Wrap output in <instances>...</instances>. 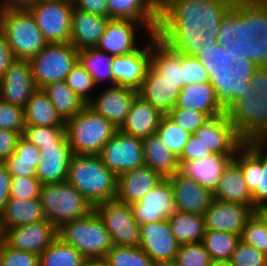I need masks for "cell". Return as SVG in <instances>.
Returning <instances> with one entry per match:
<instances>
[{
	"label": "cell",
	"instance_id": "cell-1",
	"mask_svg": "<svg viewBox=\"0 0 267 266\" xmlns=\"http://www.w3.org/2000/svg\"><path fill=\"white\" fill-rule=\"evenodd\" d=\"M234 0H159L157 36L171 49L196 57L214 46Z\"/></svg>",
	"mask_w": 267,
	"mask_h": 266
},
{
	"label": "cell",
	"instance_id": "cell-2",
	"mask_svg": "<svg viewBox=\"0 0 267 266\" xmlns=\"http://www.w3.org/2000/svg\"><path fill=\"white\" fill-rule=\"evenodd\" d=\"M250 82V91L225 110L244 144L267 141V66H257Z\"/></svg>",
	"mask_w": 267,
	"mask_h": 266
},
{
	"label": "cell",
	"instance_id": "cell-3",
	"mask_svg": "<svg viewBox=\"0 0 267 266\" xmlns=\"http://www.w3.org/2000/svg\"><path fill=\"white\" fill-rule=\"evenodd\" d=\"M66 181L93 207L101 202L115 200L117 196L118 176L104 165L99 155L73 154Z\"/></svg>",
	"mask_w": 267,
	"mask_h": 266
},
{
	"label": "cell",
	"instance_id": "cell-4",
	"mask_svg": "<svg viewBox=\"0 0 267 266\" xmlns=\"http://www.w3.org/2000/svg\"><path fill=\"white\" fill-rule=\"evenodd\" d=\"M117 130L88 105L65 122V134L72 154L99 155Z\"/></svg>",
	"mask_w": 267,
	"mask_h": 266
},
{
	"label": "cell",
	"instance_id": "cell-5",
	"mask_svg": "<svg viewBox=\"0 0 267 266\" xmlns=\"http://www.w3.org/2000/svg\"><path fill=\"white\" fill-rule=\"evenodd\" d=\"M58 237L86 259H104L113 247L109 231L94 210L82 218L63 224L58 229Z\"/></svg>",
	"mask_w": 267,
	"mask_h": 266
},
{
	"label": "cell",
	"instance_id": "cell-6",
	"mask_svg": "<svg viewBox=\"0 0 267 266\" xmlns=\"http://www.w3.org/2000/svg\"><path fill=\"white\" fill-rule=\"evenodd\" d=\"M39 200L45 219L57 229L94 210L86 198L67 181L42 185Z\"/></svg>",
	"mask_w": 267,
	"mask_h": 266
},
{
	"label": "cell",
	"instance_id": "cell-7",
	"mask_svg": "<svg viewBox=\"0 0 267 266\" xmlns=\"http://www.w3.org/2000/svg\"><path fill=\"white\" fill-rule=\"evenodd\" d=\"M0 30L18 59L31 60L47 45L30 10L4 8Z\"/></svg>",
	"mask_w": 267,
	"mask_h": 266
},
{
	"label": "cell",
	"instance_id": "cell-8",
	"mask_svg": "<svg viewBox=\"0 0 267 266\" xmlns=\"http://www.w3.org/2000/svg\"><path fill=\"white\" fill-rule=\"evenodd\" d=\"M32 73L37 88L65 80L78 62V50L69 43H47L31 60Z\"/></svg>",
	"mask_w": 267,
	"mask_h": 266
},
{
	"label": "cell",
	"instance_id": "cell-9",
	"mask_svg": "<svg viewBox=\"0 0 267 266\" xmlns=\"http://www.w3.org/2000/svg\"><path fill=\"white\" fill-rule=\"evenodd\" d=\"M254 38L249 21V0H234L221 21L217 43L228 49L234 58L244 56L251 61Z\"/></svg>",
	"mask_w": 267,
	"mask_h": 266
},
{
	"label": "cell",
	"instance_id": "cell-10",
	"mask_svg": "<svg viewBox=\"0 0 267 266\" xmlns=\"http://www.w3.org/2000/svg\"><path fill=\"white\" fill-rule=\"evenodd\" d=\"M233 159L240 166L254 206L267 204V145L264 142L245 143Z\"/></svg>",
	"mask_w": 267,
	"mask_h": 266
},
{
	"label": "cell",
	"instance_id": "cell-11",
	"mask_svg": "<svg viewBox=\"0 0 267 266\" xmlns=\"http://www.w3.org/2000/svg\"><path fill=\"white\" fill-rule=\"evenodd\" d=\"M29 10L47 43L70 42L72 0H41Z\"/></svg>",
	"mask_w": 267,
	"mask_h": 266
},
{
	"label": "cell",
	"instance_id": "cell-12",
	"mask_svg": "<svg viewBox=\"0 0 267 266\" xmlns=\"http://www.w3.org/2000/svg\"><path fill=\"white\" fill-rule=\"evenodd\" d=\"M94 211L109 231L113 245L139 246L140 225L130 205L115 199L95 205Z\"/></svg>",
	"mask_w": 267,
	"mask_h": 266
},
{
	"label": "cell",
	"instance_id": "cell-13",
	"mask_svg": "<svg viewBox=\"0 0 267 266\" xmlns=\"http://www.w3.org/2000/svg\"><path fill=\"white\" fill-rule=\"evenodd\" d=\"M99 156L117 176L144 166L142 139L124 134L119 129L103 147Z\"/></svg>",
	"mask_w": 267,
	"mask_h": 266
},
{
	"label": "cell",
	"instance_id": "cell-14",
	"mask_svg": "<svg viewBox=\"0 0 267 266\" xmlns=\"http://www.w3.org/2000/svg\"><path fill=\"white\" fill-rule=\"evenodd\" d=\"M139 247L157 266H165L173 264L180 243L171 231L169 220H161L140 226Z\"/></svg>",
	"mask_w": 267,
	"mask_h": 266
},
{
	"label": "cell",
	"instance_id": "cell-15",
	"mask_svg": "<svg viewBox=\"0 0 267 266\" xmlns=\"http://www.w3.org/2000/svg\"><path fill=\"white\" fill-rule=\"evenodd\" d=\"M133 216L142 226L146 223L168 220L177 210L172 184L164 178L138 202L130 204Z\"/></svg>",
	"mask_w": 267,
	"mask_h": 266
},
{
	"label": "cell",
	"instance_id": "cell-16",
	"mask_svg": "<svg viewBox=\"0 0 267 266\" xmlns=\"http://www.w3.org/2000/svg\"><path fill=\"white\" fill-rule=\"evenodd\" d=\"M58 237V229L46 219L7 228L0 238L11 248L40 255Z\"/></svg>",
	"mask_w": 267,
	"mask_h": 266
},
{
	"label": "cell",
	"instance_id": "cell-17",
	"mask_svg": "<svg viewBox=\"0 0 267 266\" xmlns=\"http://www.w3.org/2000/svg\"><path fill=\"white\" fill-rule=\"evenodd\" d=\"M140 28L145 32V36L150 37L152 34L137 21L127 19H110L108 20L103 35L100 37L97 49L105 51L114 57L128 55L141 46L138 44L136 33ZM144 29V30H143ZM137 40V41H136Z\"/></svg>",
	"mask_w": 267,
	"mask_h": 266
},
{
	"label": "cell",
	"instance_id": "cell-18",
	"mask_svg": "<svg viewBox=\"0 0 267 266\" xmlns=\"http://www.w3.org/2000/svg\"><path fill=\"white\" fill-rule=\"evenodd\" d=\"M257 66L246 57L235 60L230 72L224 76L209 77L215 88L219 104L226 110L229 105L250 91L251 78Z\"/></svg>",
	"mask_w": 267,
	"mask_h": 266
},
{
	"label": "cell",
	"instance_id": "cell-19",
	"mask_svg": "<svg viewBox=\"0 0 267 266\" xmlns=\"http://www.w3.org/2000/svg\"><path fill=\"white\" fill-rule=\"evenodd\" d=\"M36 89L30 60L17 58L0 80V99L25 108Z\"/></svg>",
	"mask_w": 267,
	"mask_h": 266
},
{
	"label": "cell",
	"instance_id": "cell-20",
	"mask_svg": "<svg viewBox=\"0 0 267 266\" xmlns=\"http://www.w3.org/2000/svg\"><path fill=\"white\" fill-rule=\"evenodd\" d=\"M137 95L138 90L116 84L108 85L103 91L94 95L87 105L119 129L125 122Z\"/></svg>",
	"mask_w": 267,
	"mask_h": 266
},
{
	"label": "cell",
	"instance_id": "cell-21",
	"mask_svg": "<svg viewBox=\"0 0 267 266\" xmlns=\"http://www.w3.org/2000/svg\"><path fill=\"white\" fill-rule=\"evenodd\" d=\"M193 135L213 154L236 155V152L244 145L225 114L211 118Z\"/></svg>",
	"mask_w": 267,
	"mask_h": 266
},
{
	"label": "cell",
	"instance_id": "cell-22",
	"mask_svg": "<svg viewBox=\"0 0 267 266\" xmlns=\"http://www.w3.org/2000/svg\"><path fill=\"white\" fill-rule=\"evenodd\" d=\"M254 210L242 203L213 199L204 213L206 230L241 235Z\"/></svg>",
	"mask_w": 267,
	"mask_h": 266
},
{
	"label": "cell",
	"instance_id": "cell-23",
	"mask_svg": "<svg viewBox=\"0 0 267 266\" xmlns=\"http://www.w3.org/2000/svg\"><path fill=\"white\" fill-rule=\"evenodd\" d=\"M145 46L135 52L117 56L113 59V85L139 90L142 86L146 71L150 66L151 36L146 38Z\"/></svg>",
	"mask_w": 267,
	"mask_h": 266
},
{
	"label": "cell",
	"instance_id": "cell-24",
	"mask_svg": "<svg viewBox=\"0 0 267 266\" xmlns=\"http://www.w3.org/2000/svg\"><path fill=\"white\" fill-rule=\"evenodd\" d=\"M168 179L172 184L176 210L183 213L204 215L214 199L213 193L179 172Z\"/></svg>",
	"mask_w": 267,
	"mask_h": 266
},
{
	"label": "cell",
	"instance_id": "cell-25",
	"mask_svg": "<svg viewBox=\"0 0 267 266\" xmlns=\"http://www.w3.org/2000/svg\"><path fill=\"white\" fill-rule=\"evenodd\" d=\"M110 19H127L141 23L152 35L159 26V0H107Z\"/></svg>",
	"mask_w": 267,
	"mask_h": 266
},
{
	"label": "cell",
	"instance_id": "cell-26",
	"mask_svg": "<svg viewBox=\"0 0 267 266\" xmlns=\"http://www.w3.org/2000/svg\"><path fill=\"white\" fill-rule=\"evenodd\" d=\"M41 161L36 168V177L42 185L62 183L67 180L72 151L65 136L57 146H44L39 149Z\"/></svg>",
	"mask_w": 267,
	"mask_h": 266
},
{
	"label": "cell",
	"instance_id": "cell-27",
	"mask_svg": "<svg viewBox=\"0 0 267 266\" xmlns=\"http://www.w3.org/2000/svg\"><path fill=\"white\" fill-rule=\"evenodd\" d=\"M235 155L212 154L207 158L192 161H178V172L198 182L212 193L218 187L222 173Z\"/></svg>",
	"mask_w": 267,
	"mask_h": 266
},
{
	"label": "cell",
	"instance_id": "cell-28",
	"mask_svg": "<svg viewBox=\"0 0 267 266\" xmlns=\"http://www.w3.org/2000/svg\"><path fill=\"white\" fill-rule=\"evenodd\" d=\"M164 178L149 167L143 166L118 176L116 200L125 204L138 202Z\"/></svg>",
	"mask_w": 267,
	"mask_h": 266
},
{
	"label": "cell",
	"instance_id": "cell-29",
	"mask_svg": "<svg viewBox=\"0 0 267 266\" xmlns=\"http://www.w3.org/2000/svg\"><path fill=\"white\" fill-rule=\"evenodd\" d=\"M180 90L176 83L165 79L149 66L138 95L166 115L175 107Z\"/></svg>",
	"mask_w": 267,
	"mask_h": 266
},
{
	"label": "cell",
	"instance_id": "cell-30",
	"mask_svg": "<svg viewBox=\"0 0 267 266\" xmlns=\"http://www.w3.org/2000/svg\"><path fill=\"white\" fill-rule=\"evenodd\" d=\"M109 17L74 8L72 13L70 43L79 51L93 48L104 33Z\"/></svg>",
	"mask_w": 267,
	"mask_h": 266
},
{
	"label": "cell",
	"instance_id": "cell-31",
	"mask_svg": "<svg viewBox=\"0 0 267 266\" xmlns=\"http://www.w3.org/2000/svg\"><path fill=\"white\" fill-rule=\"evenodd\" d=\"M162 116L163 114L158 109L137 95L119 130L132 137L144 139L156 133Z\"/></svg>",
	"mask_w": 267,
	"mask_h": 266
},
{
	"label": "cell",
	"instance_id": "cell-32",
	"mask_svg": "<svg viewBox=\"0 0 267 266\" xmlns=\"http://www.w3.org/2000/svg\"><path fill=\"white\" fill-rule=\"evenodd\" d=\"M176 108L207 113L211 118L225 114L219 104L215 88L210 82L184 85L178 96Z\"/></svg>",
	"mask_w": 267,
	"mask_h": 266
},
{
	"label": "cell",
	"instance_id": "cell-33",
	"mask_svg": "<svg viewBox=\"0 0 267 266\" xmlns=\"http://www.w3.org/2000/svg\"><path fill=\"white\" fill-rule=\"evenodd\" d=\"M150 67L178 88L183 87L182 53L167 46L157 34L151 35Z\"/></svg>",
	"mask_w": 267,
	"mask_h": 266
},
{
	"label": "cell",
	"instance_id": "cell-34",
	"mask_svg": "<svg viewBox=\"0 0 267 266\" xmlns=\"http://www.w3.org/2000/svg\"><path fill=\"white\" fill-rule=\"evenodd\" d=\"M213 198L245 204L255 210L252 193L243 177L239 164L232 159L225 167Z\"/></svg>",
	"mask_w": 267,
	"mask_h": 266
},
{
	"label": "cell",
	"instance_id": "cell-35",
	"mask_svg": "<svg viewBox=\"0 0 267 266\" xmlns=\"http://www.w3.org/2000/svg\"><path fill=\"white\" fill-rule=\"evenodd\" d=\"M45 220L39 198H9L0 214V235L7 229Z\"/></svg>",
	"mask_w": 267,
	"mask_h": 266
},
{
	"label": "cell",
	"instance_id": "cell-36",
	"mask_svg": "<svg viewBox=\"0 0 267 266\" xmlns=\"http://www.w3.org/2000/svg\"><path fill=\"white\" fill-rule=\"evenodd\" d=\"M144 150V166L168 178L178 172L179 162L157 133L142 139Z\"/></svg>",
	"mask_w": 267,
	"mask_h": 266
},
{
	"label": "cell",
	"instance_id": "cell-37",
	"mask_svg": "<svg viewBox=\"0 0 267 266\" xmlns=\"http://www.w3.org/2000/svg\"><path fill=\"white\" fill-rule=\"evenodd\" d=\"M41 159L39 148L21 135L14 153L4 164L11 176L36 177V168Z\"/></svg>",
	"mask_w": 267,
	"mask_h": 266
},
{
	"label": "cell",
	"instance_id": "cell-38",
	"mask_svg": "<svg viewBox=\"0 0 267 266\" xmlns=\"http://www.w3.org/2000/svg\"><path fill=\"white\" fill-rule=\"evenodd\" d=\"M42 90L64 122L72 119L87 106V103L70 89L64 80L50 83L44 86Z\"/></svg>",
	"mask_w": 267,
	"mask_h": 266
},
{
	"label": "cell",
	"instance_id": "cell-39",
	"mask_svg": "<svg viewBox=\"0 0 267 266\" xmlns=\"http://www.w3.org/2000/svg\"><path fill=\"white\" fill-rule=\"evenodd\" d=\"M25 123L35 126H65L46 93L37 88L30 96L25 108Z\"/></svg>",
	"mask_w": 267,
	"mask_h": 266
},
{
	"label": "cell",
	"instance_id": "cell-40",
	"mask_svg": "<svg viewBox=\"0 0 267 266\" xmlns=\"http://www.w3.org/2000/svg\"><path fill=\"white\" fill-rule=\"evenodd\" d=\"M113 59L114 56L96 47L78 51V62L92 76L97 88L102 86L103 82L110 83L108 85H113Z\"/></svg>",
	"mask_w": 267,
	"mask_h": 266
},
{
	"label": "cell",
	"instance_id": "cell-41",
	"mask_svg": "<svg viewBox=\"0 0 267 266\" xmlns=\"http://www.w3.org/2000/svg\"><path fill=\"white\" fill-rule=\"evenodd\" d=\"M168 220L180 245L202 242L206 231L204 215L176 211Z\"/></svg>",
	"mask_w": 267,
	"mask_h": 266
},
{
	"label": "cell",
	"instance_id": "cell-42",
	"mask_svg": "<svg viewBox=\"0 0 267 266\" xmlns=\"http://www.w3.org/2000/svg\"><path fill=\"white\" fill-rule=\"evenodd\" d=\"M86 258L70 244L57 237L39 255V266H83Z\"/></svg>",
	"mask_w": 267,
	"mask_h": 266
},
{
	"label": "cell",
	"instance_id": "cell-43",
	"mask_svg": "<svg viewBox=\"0 0 267 266\" xmlns=\"http://www.w3.org/2000/svg\"><path fill=\"white\" fill-rule=\"evenodd\" d=\"M240 240L238 234L206 230L202 243L212 261H230Z\"/></svg>",
	"mask_w": 267,
	"mask_h": 266
},
{
	"label": "cell",
	"instance_id": "cell-44",
	"mask_svg": "<svg viewBox=\"0 0 267 266\" xmlns=\"http://www.w3.org/2000/svg\"><path fill=\"white\" fill-rule=\"evenodd\" d=\"M196 58L207 70L209 77L224 76L227 72H230L237 59L228 49L217 42L214 46H210L200 52Z\"/></svg>",
	"mask_w": 267,
	"mask_h": 266
},
{
	"label": "cell",
	"instance_id": "cell-45",
	"mask_svg": "<svg viewBox=\"0 0 267 266\" xmlns=\"http://www.w3.org/2000/svg\"><path fill=\"white\" fill-rule=\"evenodd\" d=\"M104 259L110 266H157L139 246L113 245Z\"/></svg>",
	"mask_w": 267,
	"mask_h": 266
},
{
	"label": "cell",
	"instance_id": "cell-46",
	"mask_svg": "<svg viewBox=\"0 0 267 266\" xmlns=\"http://www.w3.org/2000/svg\"><path fill=\"white\" fill-rule=\"evenodd\" d=\"M156 133L166 144L168 150H170L176 157L181 155V152L191 135L185 130H182L166 115L161 117Z\"/></svg>",
	"mask_w": 267,
	"mask_h": 266
},
{
	"label": "cell",
	"instance_id": "cell-47",
	"mask_svg": "<svg viewBox=\"0 0 267 266\" xmlns=\"http://www.w3.org/2000/svg\"><path fill=\"white\" fill-rule=\"evenodd\" d=\"M22 136L35 144L39 149H42L44 146H57L66 136L65 126H35L26 124Z\"/></svg>",
	"mask_w": 267,
	"mask_h": 266
},
{
	"label": "cell",
	"instance_id": "cell-48",
	"mask_svg": "<svg viewBox=\"0 0 267 266\" xmlns=\"http://www.w3.org/2000/svg\"><path fill=\"white\" fill-rule=\"evenodd\" d=\"M66 84L87 104L92 100L94 90H97L92 76L77 62L65 77Z\"/></svg>",
	"mask_w": 267,
	"mask_h": 266
},
{
	"label": "cell",
	"instance_id": "cell-49",
	"mask_svg": "<svg viewBox=\"0 0 267 266\" xmlns=\"http://www.w3.org/2000/svg\"><path fill=\"white\" fill-rule=\"evenodd\" d=\"M212 260L202 242L180 245L174 266H211Z\"/></svg>",
	"mask_w": 267,
	"mask_h": 266
},
{
	"label": "cell",
	"instance_id": "cell-50",
	"mask_svg": "<svg viewBox=\"0 0 267 266\" xmlns=\"http://www.w3.org/2000/svg\"><path fill=\"white\" fill-rule=\"evenodd\" d=\"M240 239L267 256V230L255 213L247 220Z\"/></svg>",
	"mask_w": 267,
	"mask_h": 266
},
{
	"label": "cell",
	"instance_id": "cell-51",
	"mask_svg": "<svg viewBox=\"0 0 267 266\" xmlns=\"http://www.w3.org/2000/svg\"><path fill=\"white\" fill-rule=\"evenodd\" d=\"M166 116H168L171 121L178 125L182 130H185L190 134H193L199 127L203 126L211 119L207 113L176 107L169 111Z\"/></svg>",
	"mask_w": 267,
	"mask_h": 266
},
{
	"label": "cell",
	"instance_id": "cell-52",
	"mask_svg": "<svg viewBox=\"0 0 267 266\" xmlns=\"http://www.w3.org/2000/svg\"><path fill=\"white\" fill-rule=\"evenodd\" d=\"M0 266H39V255L11 248L0 238Z\"/></svg>",
	"mask_w": 267,
	"mask_h": 266
},
{
	"label": "cell",
	"instance_id": "cell-53",
	"mask_svg": "<svg viewBox=\"0 0 267 266\" xmlns=\"http://www.w3.org/2000/svg\"><path fill=\"white\" fill-rule=\"evenodd\" d=\"M25 125L24 108L0 99V129L11 130L22 135Z\"/></svg>",
	"mask_w": 267,
	"mask_h": 266
},
{
	"label": "cell",
	"instance_id": "cell-54",
	"mask_svg": "<svg viewBox=\"0 0 267 266\" xmlns=\"http://www.w3.org/2000/svg\"><path fill=\"white\" fill-rule=\"evenodd\" d=\"M230 262L233 266H267V256L240 240L232 253Z\"/></svg>",
	"mask_w": 267,
	"mask_h": 266
},
{
	"label": "cell",
	"instance_id": "cell-55",
	"mask_svg": "<svg viewBox=\"0 0 267 266\" xmlns=\"http://www.w3.org/2000/svg\"><path fill=\"white\" fill-rule=\"evenodd\" d=\"M42 183L37 177L11 176L10 198H39Z\"/></svg>",
	"mask_w": 267,
	"mask_h": 266
},
{
	"label": "cell",
	"instance_id": "cell-56",
	"mask_svg": "<svg viewBox=\"0 0 267 266\" xmlns=\"http://www.w3.org/2000/svg\"><path fill=\"white\" fill-rule=\"evenodd\" d=\"M182 68L183 86L187 84L209 82L207 70L196 57L182 53Z\"/></svg>",
	"mask_w": 267,
	"mask_h": 266
},
{
	"label": "cell",
	"instance_id": "cell-57",
	"mask_svg": "<svg viewBox=\"0 0 267 266\" xmlns=\"http://www.w3.org/2000/svg\"><path fill=\"white\" fill-rule=\"evenodd\" d=\"M251 61L256 66H267V0H264V29L262 37L252 39Z\"/></svg>",
	"mask_w": 267,
	"mask_h": 266
},
{
	"label": "cell",
	"instance_id": "cell-58",
	"mask_svg": "<svg viewBox=\"0 0 267 266\" xmlns=\"http://www.w3.org/2000/svg\"><path fill=\"white\" fill-rule=\"evenodd\" d=\"M213 153L207 148L200 140L193 134L190 135L187 143L185 144L178 161H192L207 158Z\"/></svg>",
	"mask_w": 267,
	"mask_h": 266
},
{
	"label": "cell",
	"instance_id": "cell-59",
	"mask_svg": "<svg viewBox=\"0 0 267 266\" xmlns=\"http://www.w3.org/2000/svg\"><path fill=\"white\" fill-rule=\"evenodd\" d=\"M249 21H251L252 35L262 37L264 29V0H249Z\"/></svg>",
	"mask_w": 267,
	"mask_h": 266
},
{
	"label": "cell",
	"instance_id": "cell-60",
	"mask_svg": "<svg viewBox=\"0 0 267 266\" xmlns=\"http://www.w3.org/2000/svg\"><path fill=\"white\" fill-rule=\"evenodd\" d=\"M20 133L0 129V163H4L15 151Z\"/></svg>",
	"mask_w": 267,
	"mask_h": 266
},
{
	"label": "cell",
	"instance_id": "cell-61",
	"mask_svg": "<svg viewBox=\"0 0 267 266\" xmlns=\"http://www.w3.org/2000/svg\"><path fill=\"white\" fill-rule=\"evenodd\" d=\"M77 10L108 17L107 0H72Z\"/></svg>",
	"mask_w": 267,
	"mask_h": 266
},
{
	"label": "cell",
	"instance_id": "cell-62",
	"mask_svg": "<svg viewBox=\"0 0 267 266\" xmlns=\"http://www.w3.org/2000/svg\"><path fill=\"white\" fill-rule=\"evenodd\" d=\"M16 59L5 34L0 30V80Z\"/></svg>",
	"mask_w": 267,
	"mask_h": 266
},
{
	"label": "cell",
	"instance_id": "cell-63",
	"mask_svg": "<svg viewBox=\"0 0 267 266\" xmlns=\"http://www.w3.org/2000/svg\"><path fill=\"white\" fill-rule=\"evenodd\" d=\"M11 185V175L7 170V166L4 163H0V214L5 208V204L8 201Z\"/></svg>",
	"mask_w": 267,
	"mask_h": 266
},
{
	"label": "cell",
	"instance_id": "cell-64",
	"mask_svg": "<svg viewBox=\"0 0 267 266\" xmlns=\"http://www.w3.org/2000/svg\"><path fill=\"white\" fill-rule=\"evenodd\" d=\"M41 0H3L4 8L29 10Z\"/></svg>",
	"mask_w": 267,
	"mask_h": 266
},
{
	"label": "cell",
	"instance_id": "cell-65",
	"mask_svg": "<svg viewBox=\"0 0 267 266\" xmlns=\"http://www.w3.org/2000/svg\"><path fill=\"white\" fill-rule=\"evenodd\" d=\"M254 213L260 218L267 230V204L257 206Z\"/></svg>",
	"mask_w": 267,
	"mask_h": 266
},
{
	"label": "cell",
	"instance_id": "cell-66",
	"mask_svg": "<svg viewBox=\"0 0 267 266\" xmlns=\"http://www.w3.org/2000/svg\"><path fill=\"white\" fill-rule=\"evenodd\" d=\"M83 266H110L105 259H86Z\"/></svg>",
	"mask_w": 267,
	"mask_h": 266
},
{
	"label": "cell",
	"instance_id": "cell-67",
	"mask_svg": "<svg viewBox=\"0 0 267 266\" xmlns=\"http://www.w3.org/2000/svg\"><path fill=\"white\" fill-rule=\"evenodd\" d=\"M211 266H233L230 261H212Z\"/></svg>",
	"mask_w": 267,
	"mask_h": 266
},
{
	"label": "cell",
	"instance_id": "cell-68",
	"mask_svg": "<svg viewBox=\"0 0 267 266\" xmlns=\"http://www.w3.org/2000/svg\"><path fill=\"white\" fill-rule=\"evenodd\" d=\"M3 9H4L3 0H0V24H1V16H2Z\"/></svg>",
	"mask_w": 267,
	"mask_h": 266
}]
</instances>
